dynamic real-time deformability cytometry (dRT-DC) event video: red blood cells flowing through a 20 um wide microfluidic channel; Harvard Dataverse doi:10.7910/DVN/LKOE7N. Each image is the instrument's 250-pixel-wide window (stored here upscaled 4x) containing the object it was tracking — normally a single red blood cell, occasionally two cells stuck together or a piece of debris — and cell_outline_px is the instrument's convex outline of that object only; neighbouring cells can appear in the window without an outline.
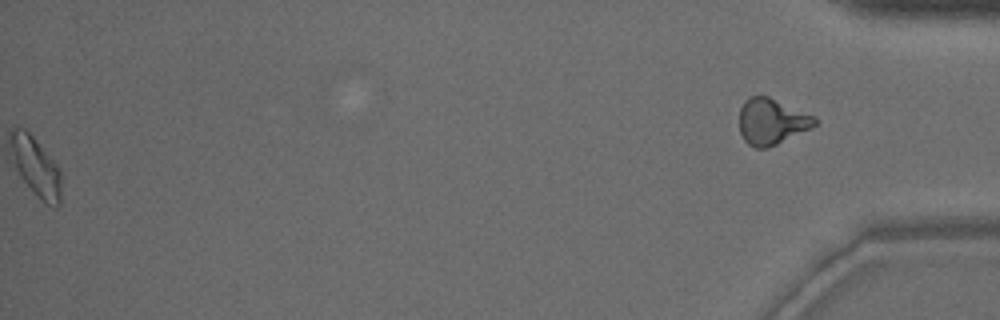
{"species": "common noctule bat (a hibernating species)", "species_latin": "Nyctalus noctula", "temperature_condition": "warm", "stored_images_in_passage": 47, "segment_of_instrument_passage": [2, 2], "camera_frame_rate_fps": 3000, "um_per_image_px": 0.085, "animal": {"sex": "male", "body_mass_g": 15.6}, "frame": {"image": 1, "passage_image": 47, "time_ms": 15.333, "image_size_px": [1000, 320], "cell_outline_px": [[816, 124], [812, 128], [776, 144], [764, 148], [756, 148], [748, 144], [744, 140], [740, 132], [740, 108], [744, 100], [748, 96], [768, 96], [816, 116]], "centroid_in_image_um": [65.59, 10.31], "position_along_channel_um": 369.6, "area_um2": 20.23}}